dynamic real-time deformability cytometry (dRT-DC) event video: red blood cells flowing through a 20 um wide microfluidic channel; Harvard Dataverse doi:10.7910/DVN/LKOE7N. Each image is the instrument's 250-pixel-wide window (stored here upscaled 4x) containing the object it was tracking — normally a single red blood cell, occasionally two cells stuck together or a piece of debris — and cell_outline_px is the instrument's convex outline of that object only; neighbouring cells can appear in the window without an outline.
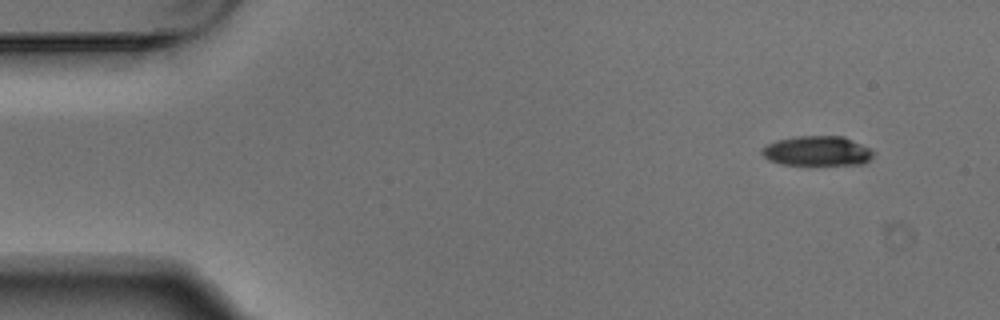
{"species": "Egyptian fruit bat (a non-hibernating species)", "species_latin": "Rousettus aegyptiacus", "temperature_condition": "warm", "stored_images_in_passage": 5, "segment_of_instrument_passage": [2, 2], "camera_frame_rate_fps": 3000, "um_per_image_px": 0.085, "animal": {"sex": "male"}, "frame": {"image": 1, "passage_image": 5, "time_ms": 1.333, "image_size_px": [1000, 320], "cell_outline_px": [[872, 156], [864, 164], [780, 164], [768, 160], [760, 152], [768, 144], [776, 140], [796, 136], [844, 136], [868, 148], [872, 152]], "centroid_in_image_um": [69.42, 12.82], "position_along_channel_um": 15.6, "area_um2": 19.02}}